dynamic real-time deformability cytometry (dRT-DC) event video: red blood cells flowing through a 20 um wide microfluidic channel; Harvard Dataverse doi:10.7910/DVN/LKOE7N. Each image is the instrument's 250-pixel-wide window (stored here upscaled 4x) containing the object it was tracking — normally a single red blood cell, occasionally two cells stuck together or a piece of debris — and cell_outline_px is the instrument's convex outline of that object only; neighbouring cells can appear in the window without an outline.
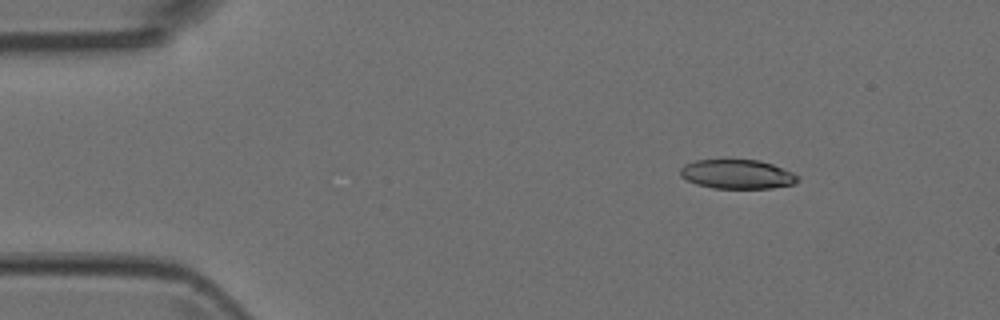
{"species": "Egyptian fruit bat (a non-hibernating species)", "species_latin": "Rousettus aegyptiacus", "temperature_condition": "room temperature", "stored_images_in_passage": 3, "camera_frame_rate_fps": 3000, "um_per_image_px": 0.085, "animal": {"sex": "female"}, "frame": {"image": 1, "passage_image": 1, "time_ms": 0.0, "image_size_px": [1000, 320], "cell_outline_px": [[800, 180], [796, 184], [772, 188], [712, 188], [696, 184], [680, 176], [680, 168], [684, 164], [696, 160], [760, 160], [772, 164], [792, 172], [800, 176]], "centroid_in_image_um": [62.69, 14.81], "position_along_channel_um": 22.3, "area_um2": 20.11}}